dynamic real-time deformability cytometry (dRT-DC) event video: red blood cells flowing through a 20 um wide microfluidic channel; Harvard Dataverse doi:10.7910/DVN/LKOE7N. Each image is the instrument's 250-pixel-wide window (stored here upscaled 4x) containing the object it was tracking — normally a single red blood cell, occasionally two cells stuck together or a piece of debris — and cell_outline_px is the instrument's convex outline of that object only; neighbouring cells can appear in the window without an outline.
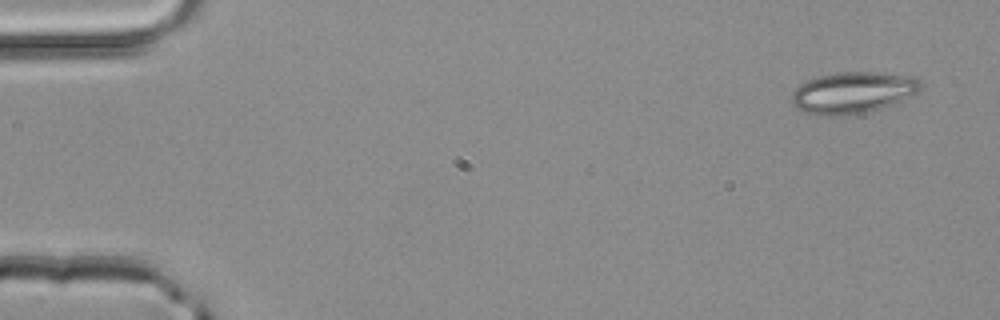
{"species": "common noctule bat (a hibernating species)", "species_latin": "Nyctalus noctula", "temperature_condition": "room temperature", "stored_images_in_passage": 3, "camera_frame_rate_fps": 3000, "um_per_image_px": 0.085, "animal": {"sex": "male", "body_mass_g": 20.4}, "frame": {"image": 1, "passage_image": 1, "time_ms": 0.0, "image_size_px": [1000, 320], "cell_outline_px": [[920, 88], [916, 92], [900, 100], [880, 108], [864, 112], [844, 116], [816, 116], [804, 112], [796, 108], [792, 104], [792, 92], [800, 84], [808, 80], [820, 76], [836, 72], [876, 72], [916, 76], [920, 80]], "centroid_in_image_um": [72.44, 7.87], "position_along_channel_um": 12.6, "area_um2": 31.1}}